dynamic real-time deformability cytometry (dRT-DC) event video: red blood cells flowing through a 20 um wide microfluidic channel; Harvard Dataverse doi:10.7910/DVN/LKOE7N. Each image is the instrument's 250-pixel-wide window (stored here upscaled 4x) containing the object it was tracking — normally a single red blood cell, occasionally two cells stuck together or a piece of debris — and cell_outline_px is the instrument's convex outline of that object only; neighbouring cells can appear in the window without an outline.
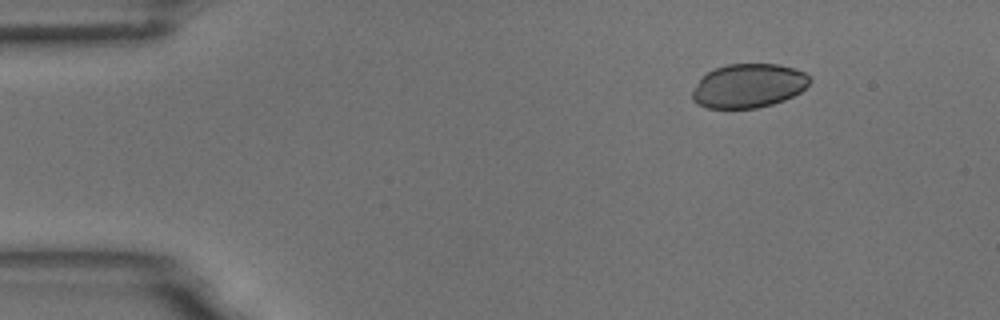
{"species": "common noctule bat (a hibernating species)", "species_latin": "Nyctalus noctula", "temperature_condition": "room temperature", "stored_images_in_passage": 6, "camera_frame_rate_fps": 3000, "um_per_image_px": 0.085, "animal": {"sex": "male", "body_mass_g": 18.8}, "frame": {"image": 1, "passage_image": 1, "time_ms": 0.0, "image_size_px": [1000, 320], "cell_outline_px": [[812, 80], [800, 92], [784, 100], [772, 104], [756, 108], [708, 108], [696, 104], [692, 100], [692, 92], [700, 80], [708, 72], [716, 68], [728, 64], [780, 64], [804, 72]], "centroid_in_image_um": [63.62, 7.3], "position_along_channel_um": 21.4, "area_um2": 29.88}}